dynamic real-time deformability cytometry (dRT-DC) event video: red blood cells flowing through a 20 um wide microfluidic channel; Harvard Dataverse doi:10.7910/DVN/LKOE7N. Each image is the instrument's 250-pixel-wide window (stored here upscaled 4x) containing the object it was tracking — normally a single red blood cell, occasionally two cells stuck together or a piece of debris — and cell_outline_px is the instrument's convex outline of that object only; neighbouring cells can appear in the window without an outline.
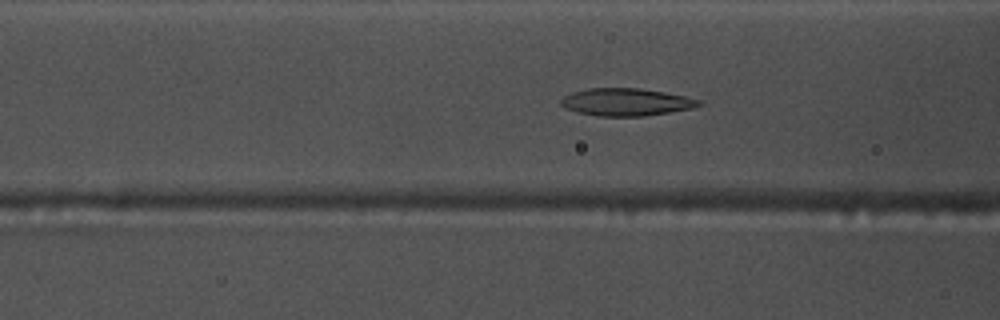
{"species": "common noctule bat (a hibernating species)", "species_latin": "Nyctalus noctula", "temperature_condition": "warm", "stored_images_in_passage": 53, "camera_frame_rate_fps": 3000, "um_per_image_px": 0.085, "animal": {"sex": "male", "body_mass_g": 17.5, "forearm_length_mm": 52.3}, "frame": {"image": 1, "passage_image": 19, "time_ms": 6.0, "image_size_px": [1000, 320], "cell_outline_px": [[704, 104], [692, 108], [644, 116], [600, 116], [576, 112], [560, 104], [560, 100], [564, 96], [572, 92], [588, 88], [640, 88], [664, 92], [684, 96], [700, 100]], "centroid_in_image_um": [53.22, 8.67], "position_along_channel_um": 113.4, "area_um2": 21.96}}
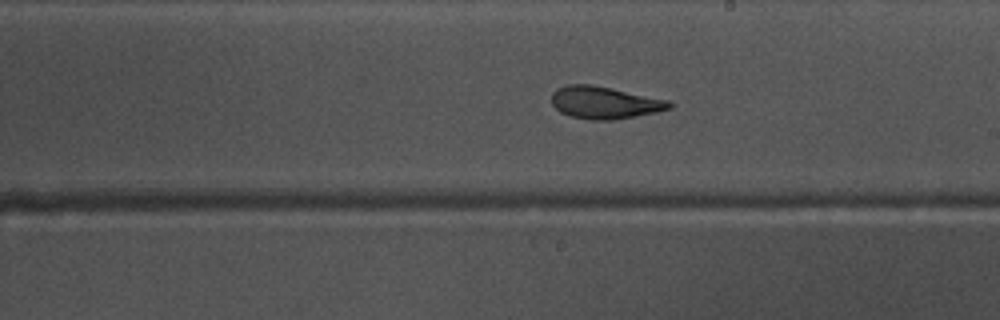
{"frame": {"image": 2, "passage_image": 29, "time_ms": 9.333, "image_size_px": [1000, 320], "cell_outline_px": [[676, 104], [672, 108], [656, 112], [612, 120], [588, 120], [568, 116], [560, 112], [552, 104], [552, 92], [556, 88], [568, 84], [588, 84], [612, 88], [668, 100]], "centroid_in_image_um": [51.38, 8.72], "position_along_channel_um": 237.6, "area_um2": 22.31}}
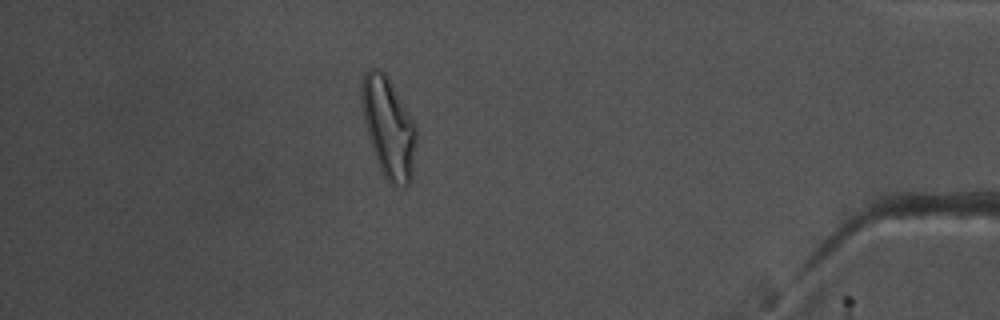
{"frame": {"image": 3, "passage_image": 46, "time_ms": 15.0, "image_size_px": [1000, 320], "cell_outline_px": [[416, 144], [412, 180], [404, 188], [392, 184], [384, 176], [376, 160], [368, 136], [360, 104], [360, 84], [364, 72], [368, 68], [380, 68], [388, 76], [416, 124]], "centroid_in_image_um": [33.02, 10.79], "position_along_channel_um": 402.2, "area_um2": 32.48}, "authors_computed_cell_mechanics": {"area_um2": 23.3512, "velocity_mm_per_s": 3.742, "shape_relaxation_time_tau1_ms": null, "shape_relaxation_time_tau2_ms": 3.0568, "deformation_change_tau1": null, "deformation_change_tau2": 0.1111}}